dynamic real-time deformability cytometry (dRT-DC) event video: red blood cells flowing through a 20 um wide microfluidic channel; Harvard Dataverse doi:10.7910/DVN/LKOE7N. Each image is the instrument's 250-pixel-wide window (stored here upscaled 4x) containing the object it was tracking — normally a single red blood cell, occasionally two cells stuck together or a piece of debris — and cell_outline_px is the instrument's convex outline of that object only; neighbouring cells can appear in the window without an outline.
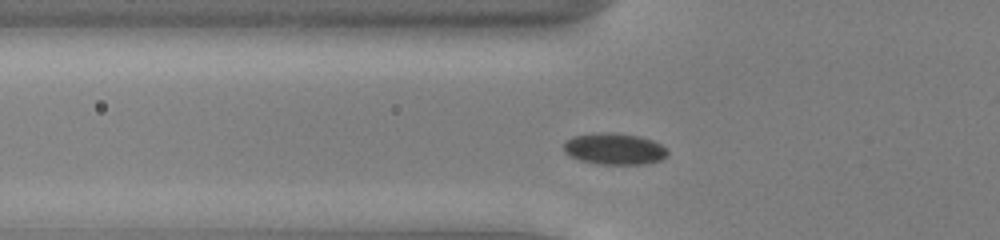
{"species": "common noctule bat (a hibernating species)", "species_latin": "Nyctalus noctula", "temperature_condition": "cold", "stored_images_in_passage": 43, "camera_frame_rate_fps": 3000, "um_per_image_px": 0.085, "animal": {"sex": "male", "body_mass_g": 13.0, "forearm_length_mm": 53.1}, "frame": {"image": 1, "passage_image": 9, "time_ms": 2.667, "image_size_px": [1000, 240], "cell_outline_px": [[668, 156], [660, 160], [644, 164], [600, 164], [580, 160], [564, 152], [564, 140], [572, 136], [600, 132], [604, 132], [640, 136], [652, 140], [668, 148]], "centroid_in_image_um": [52.23, 12.65], "position_along_channel_um": 73.6, "area_um2": 19.07}}
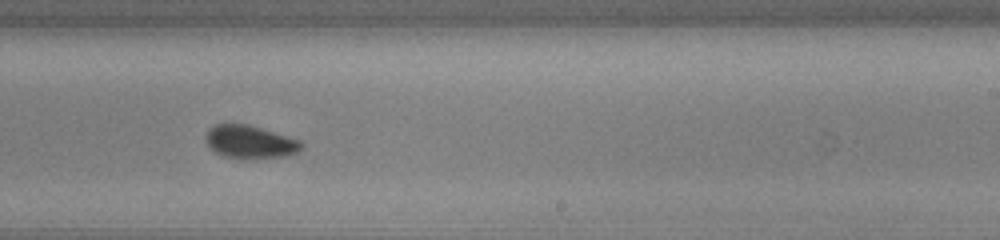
{"frame": {"image": 2, "passage_image": 24, "time_ms": 7.667, "image_size_px": [1000, 240], "cell_outline_px": [[304, 144], [296, 152], [288, 156], [224, 156], [216, 152], [204, 140], [204, 136], [208, 128], [212, 124], [248, 124], [300, 140]], "centroid_in_image_um": [21.21, 12.0], "position_along_channel_um": 267.8, "area_um2": 17.74}}
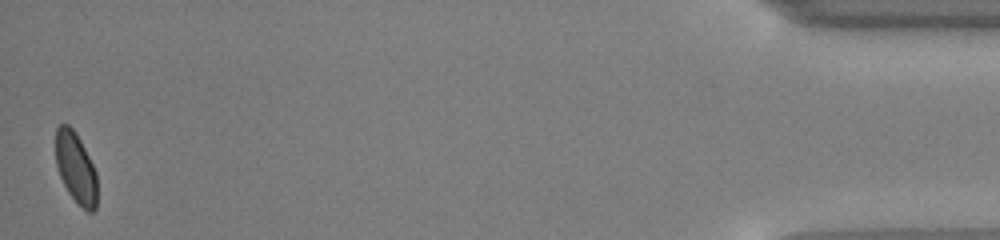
{"frame": {"image": 3, "passage_image": 43, "time_ms": 14.0, "image_size_px": [1000, 240], "cell_outline_px": [[96, 208], [92, 212], [88, 212], [68, 192], [60, 176], [56, 164], [56, 128], [60, 124], [68, 124], [76, 132], [96, 172]], "centroid_in_image_um": [6.43, 14.24], "position_along_channel_um": 428.8, "area_um2": 16.76}, "authors_computed_cell_mechanics": {"area_um2": 18.496, "velocity_mm_per_s": 3.8981, "shape_relaxation_time_tau1_ms": 2.2981, "shape_relaxation_time_tau2_ms": 4.9327, "deformation_change_tau1": 0.0389, "deformation_change_tau2": 0.0355}}